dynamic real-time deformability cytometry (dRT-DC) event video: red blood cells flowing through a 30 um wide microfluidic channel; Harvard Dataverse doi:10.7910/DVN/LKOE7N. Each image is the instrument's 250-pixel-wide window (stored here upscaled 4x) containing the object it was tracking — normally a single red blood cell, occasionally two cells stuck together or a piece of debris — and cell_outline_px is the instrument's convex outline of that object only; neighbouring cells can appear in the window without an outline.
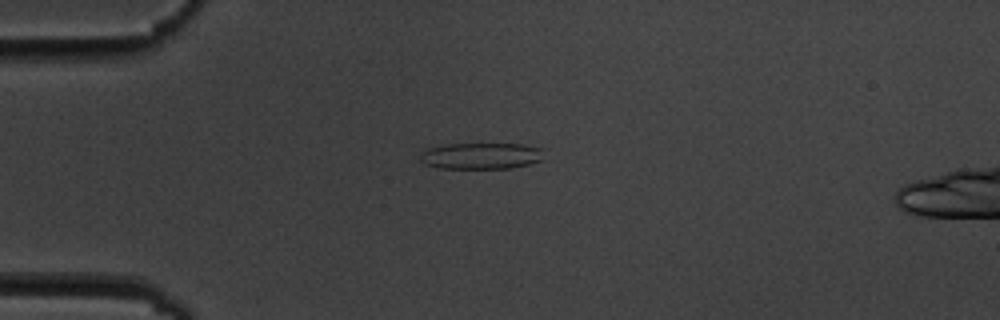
{"species": "common noctule bat (a hibernating species)", "species_latin": "Nyctalus noctula", "temperature_condition": "cold", "stored_images_in_passage": 6, "camera_frame_rate_fps": 3000, "um_per_image_px": 0.085, "animal": {"sex": "male", "body_mass_g": 19.5, "forearm_length_mm": 54.6}, "frame": {"image": 1, "passage_image": 5, "time_ms": 4.667, "image_size_px": [1000, 320], "cell_outline_px": [[544, 148], [540, 160], [528, 164], [512, 168], [440, 168], [424, 164], [420, 160], [420, 156], [428, 148], [444, 144], [524, 144]], "centroid_in_image_um": [40.9, 13.24], "position_along_channel_um": 44.1, "area_um2": 18.96}}